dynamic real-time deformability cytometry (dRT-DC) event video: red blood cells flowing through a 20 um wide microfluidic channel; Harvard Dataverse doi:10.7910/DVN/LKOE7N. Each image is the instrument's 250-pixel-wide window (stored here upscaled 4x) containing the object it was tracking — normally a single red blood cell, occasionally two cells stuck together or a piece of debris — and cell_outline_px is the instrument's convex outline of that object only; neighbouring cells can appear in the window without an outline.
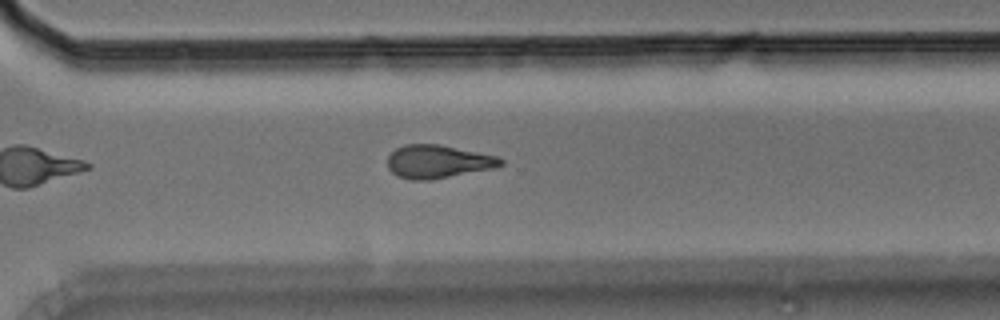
{"species": "Egyptian fruit bat (a non-hibernating species)", "species_latin": "Rousettus aegyptiacus", "temperature_condition": "room temperature", "stored_images_in_passage": 11, "camera_frame_rate_fps": 3000, "um_per_image_px": 0.085, "animal": {"sex": "male"}, "frame": {"image": 1, "passage_image": 11, "time_ms": 13.333, "image_size_px": [1000, 320], "cell_outline_px": [[504, 164], [496, 168], [428, 180], [412, 180], [396, 176], [388, 168], [388, 156], [396, 148], [404, 144], [440, 144], [496, 156], [504, 160]], "centroid_in_image_um": [37.22, 13.73], "position_along_channel_um": 333.4, "area_um2": 21.91}}